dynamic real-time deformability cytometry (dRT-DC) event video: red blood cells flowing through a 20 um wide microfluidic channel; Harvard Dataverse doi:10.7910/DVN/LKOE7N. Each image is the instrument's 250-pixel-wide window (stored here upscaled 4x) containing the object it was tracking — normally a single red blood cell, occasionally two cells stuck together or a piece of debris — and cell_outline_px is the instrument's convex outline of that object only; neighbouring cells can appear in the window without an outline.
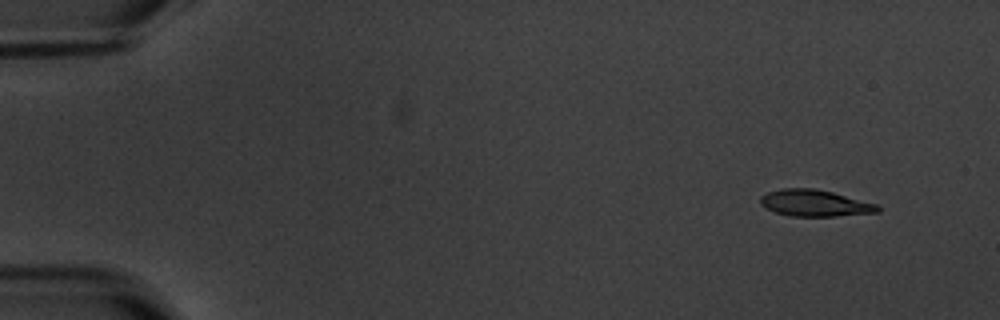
{"species": "common noctule bat (a hibernating species)", "species_latin": "Nyctalus noctula", "temperature_condition": "warm", "stored_images_in_passage": 5, "camera_frame_rate_fps": 3000, "um_per_image_px": 0.085, "animal": {"sex": "male", "body_mass_g": 20.1, "forearm_length_mm": 53.5}, "frame": {"image": 1, "passage_image": 1, "time_ms": 0.0, "image_size_px": [1000, 320], "cell_outline_px": [[880, 212], [836, 216], [788, 216], [776, 212], [760, 204], [760, 196], [768, 192], [780, 188], [812, 188], [832, 192], [876, 204], [880, 208]], "centroid_in_image_um": [69.24, 17.26], "position_along_channel_um": 15.8, "area_um2": 18.03}}
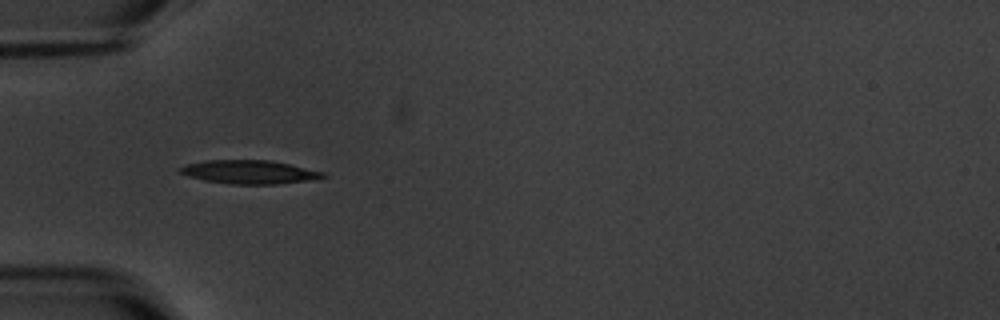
{"frame": {"image": 2, "passage_image": 5, "time_ms": 4.667, "image_size_px": [1000, 320], "cell_outline_px": [[328, 176], [316, 180], [280, 184], [232, 184], [204, 180], [188, 176], [180, 172], [176, 168], [188, 164], [204, 160], [268, 160], [288, 164], [324, 172]], "centroid_in_image_um": [21.22, 14.63], "position_along_channel_um": 63.8, "area_um2": 19.71}}